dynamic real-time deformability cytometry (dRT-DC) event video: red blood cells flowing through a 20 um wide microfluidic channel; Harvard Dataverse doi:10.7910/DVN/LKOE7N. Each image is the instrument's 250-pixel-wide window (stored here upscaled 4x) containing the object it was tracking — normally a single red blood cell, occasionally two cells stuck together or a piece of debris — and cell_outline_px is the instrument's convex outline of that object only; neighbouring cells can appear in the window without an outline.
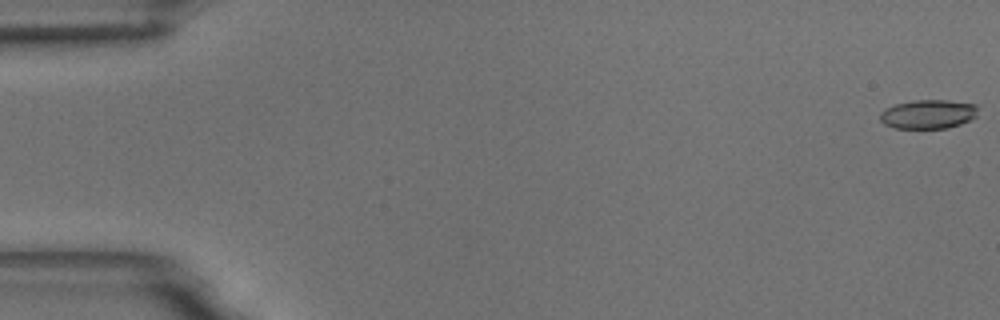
{"species": "common noctule bat (a hibernating species)", "species_latin": "Nyctalus noctula", "temperature_condition": "room temperature", "stored_images_in_passage": 56, "camera_frame_rate_fps": 3000, "um_per_image_px": 0.085, "animal": {"sex": "male", "body_mass_g": 18.8}, "frame": {"image": 1, "passage_image": 1, "time_ms": 0.0, "image_size_px": [1000, 320], "cell_outline_px": [[976, 116], [960, 124], [948, 128], [896, 128], [884, 124], [880, 120], [880, 112], [884, 108], [896, 104], [916, 100], [948, 100], [976, 104]], "centroid_in_image_um": [78.86, 9.7], "position_along_channel_um": 6.1, "area_um2": 16.47}}
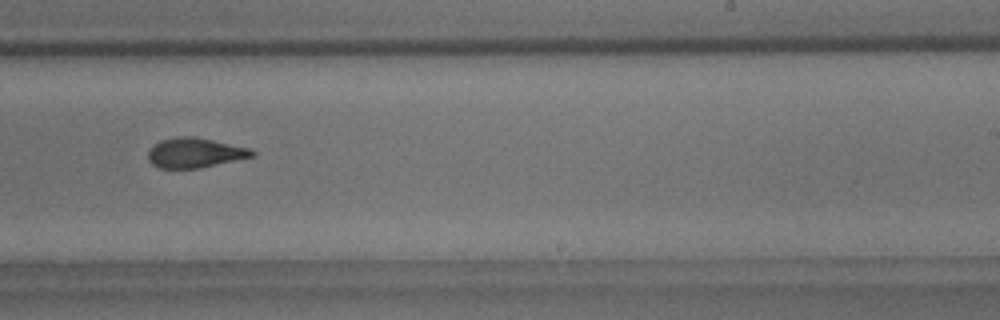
{"frame": {"image": 2, "passage_image": 35, "time_ms": 11.333, "image_size_px": [1000, 320], "cell_outline_px": [[256, 156], [200, 168], [160, 168], [152, 164], [148, 160], [148, 152], [160, 140], [180, 136], [192, 136], [252, 148], [256, 152]], "centroid_in_image_um": [16.62, 12.99], "position_along_channel_um": 272.4, "area_um2": 18.09}}
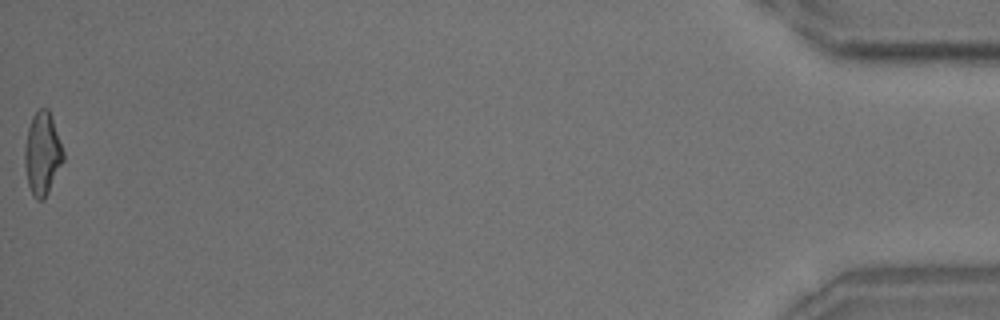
{"frame": {"image": 3, "passage_image": 56, "time_ms": 18.333, "image_size_px": [1000, 320], "cell_outline_px": [[64, 160], [44, 200], [36, 200], [32, 196], [28, 184], [24, 164], [24, 148], [28, 128], [32, 116], [40, 108], [48, 108], [64, 152]], "centroid_in_image_um": [3.59, 13.08], "position_along_channel_um": 431.6, "area_um2": 18.55}, "authors_computed_cell_mechanics": {"area_um2": 18.3226, "velocity_mm_per_s": 3.6779, "shape_relaxation_time_tau1_ms": 7.2548, "shape_relaxation_time_tau2_ms": 2.3375, "deformation_change_tau1": 0.1831, "deformation_change_tau2": 0.1021}}